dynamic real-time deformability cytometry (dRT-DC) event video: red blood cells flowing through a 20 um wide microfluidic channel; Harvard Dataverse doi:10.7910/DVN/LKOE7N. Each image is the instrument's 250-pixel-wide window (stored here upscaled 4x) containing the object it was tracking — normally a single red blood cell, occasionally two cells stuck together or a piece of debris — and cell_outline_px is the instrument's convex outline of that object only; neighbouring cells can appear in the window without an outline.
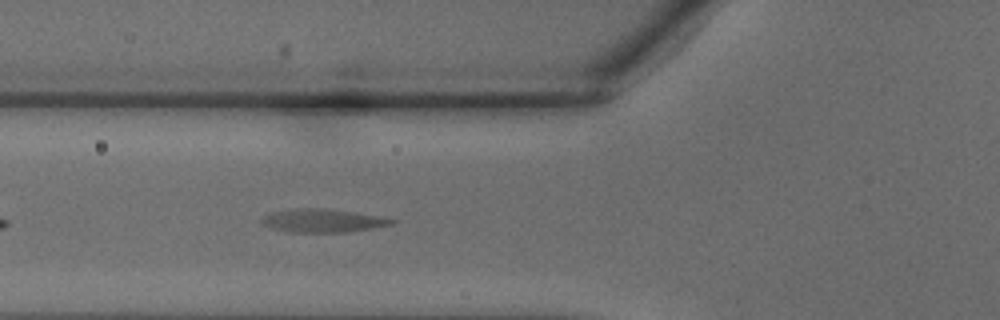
{"species": "common noctule bat (a hibernating species)", "species_latin": "Nyctalus noctula", "temperature_condition": "warm", "stored_images_in_passage": 11, "camera_frame_rate_fps": 3000, "um_per_image_px": 0.085, "animal": {"sex": "male", "body_mass_g": 18.8}, "frame": {"image": 1, "passage_image": 4, "time_ms": 1.0, "image_size_px": [1000, 320], "cell_outline_px": [[396, 224], [372, 228], [344, 232], [296, 232], [272, 228], [264, 224], [260, 220], [268, 212], [292, 208], [324, 208], [352, 212], [376, 216], [396, 220]], "centroid_in_image_um": [27.4, 18.74], "position_along_channel_um": 98.4, "area_um2": 17.46}}
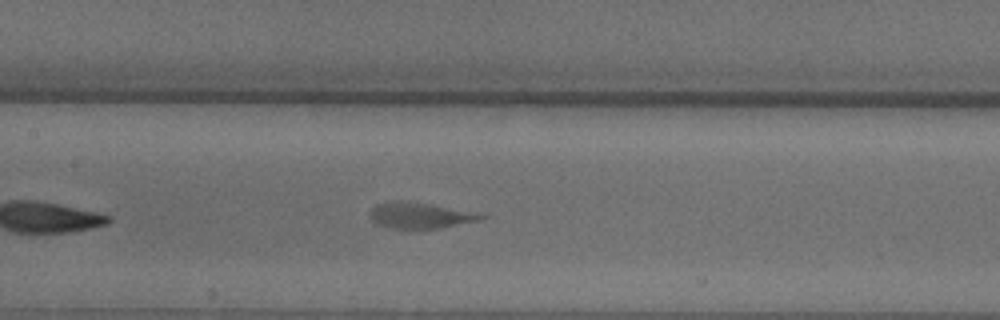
{"frame": {"image": 2, "passage_image": 8, "time_ms": 2.333, "image_size_px": [1000, 320], "cell_outline_px": [[488, 216], [480, 220], [440, 228], [388, 228], [376, 224], [372, 220], [372, 208], [376, 204], [388, 200], [404, 200], [432, 204], [476, 212]], "centroid_in_image_um": [35.71, 18.29], "position_along_channel_um": 171.7, "area_um2": 16.88}}